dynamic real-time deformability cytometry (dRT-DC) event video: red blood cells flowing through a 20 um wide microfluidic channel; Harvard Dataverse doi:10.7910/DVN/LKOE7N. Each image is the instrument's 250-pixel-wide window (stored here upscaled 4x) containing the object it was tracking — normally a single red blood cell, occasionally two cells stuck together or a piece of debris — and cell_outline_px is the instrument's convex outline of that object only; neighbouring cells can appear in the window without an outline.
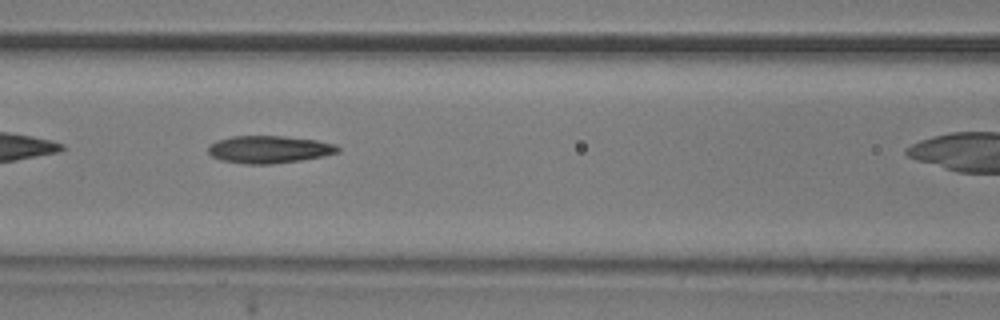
{"species": "common noctule bat (a hibernating species)", "species_latin": "Nyctalus noctula", "temperature_condition": "room temperature", "stored_images_in_passage": 14, "camera_frame_rate_fps": 3000, "um_per_image_px": 0.085, "animal": {"sex": "male", "body_mass_g": 20.5, "forearm_length_mm": 52.5}, "frame": {"image": 1, "passage_image": 7, "time_ms": 2.0, "image_size_px": [1000, 320], "cell_outline_px": [[340, 152], [324, 156], [300, 160], [272, 164], [244, 164], [220, 160], [212, 156], [208, 152], [208, 144], [216, 140], [232, 136], [284, 136], [316, 140], [336, 144], [340, 148]], "centroid_in_image_um": [22.86, 12.7], "position_along_channel_um": 143.7, "area_um2": 20.92}}